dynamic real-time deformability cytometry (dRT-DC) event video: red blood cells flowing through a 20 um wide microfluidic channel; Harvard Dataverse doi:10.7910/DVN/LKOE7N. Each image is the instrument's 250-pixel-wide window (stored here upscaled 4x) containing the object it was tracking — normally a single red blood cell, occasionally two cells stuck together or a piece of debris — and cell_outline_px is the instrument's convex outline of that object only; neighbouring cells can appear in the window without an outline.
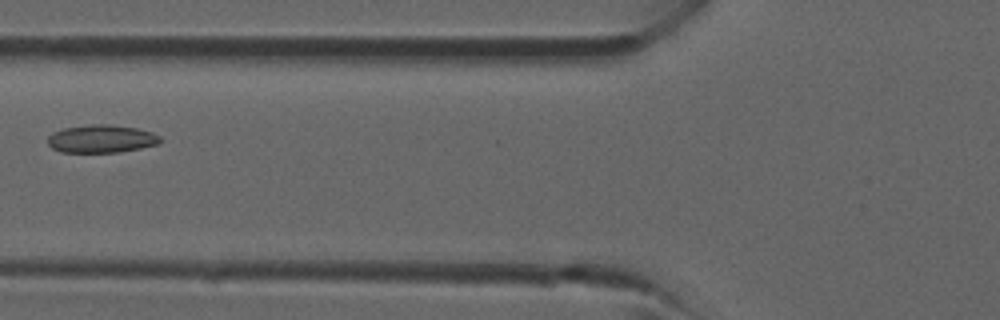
{"species": "common noctule bat (a hibernating species)", "species_latin": "Nyctalus noctula", "temperature_condition": "room temperature", "stored_images_in_passage": 10, "camera_frame_rate_fps": 3000, "um_per_image_px": 0.085, "animal": {"sex": "male", "forearm_length_mm": 52.5}, "frame": {"image": 1, "passage_image": 6, "time_ms": 1.667, "image_size_px": [1000, 320], "cell_outline_px": [[164, 140], [160, 144], [140, 148], [116, 152], [60, 152], [52, 148], [48, 144], [48, 136], [52, 132], [64, 128], [92, 124], [108, 124], [136, 128], [152, 132], [160, 136]], "centroid_in_image_um": [8.64, 11.8], "position_along_channel_um": 117.2, "area_um2": 18.38}}
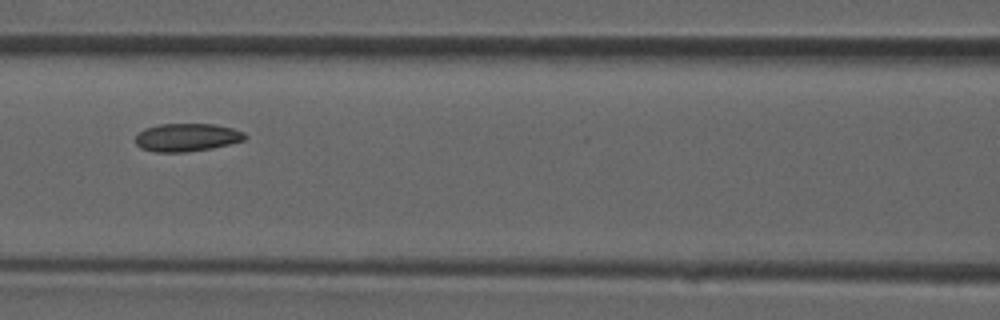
{"frame": {"image": 2, "passage_image": 8, "time_ms": 2.333, "image_size_px": [1000, 320], "cell_outline_px": [[248, 136], [244, 140], [212, 148], [184, 152], [156, 152], [140, 148], [136, 144], [136, 136], [144, 128], [160, 124], [216, 124], [232, 128], [244, 132]], "centroid_in_image_um": [15.89, 11.67], "position_along_channel_um": 150.7, "area_um2": 17.86}}
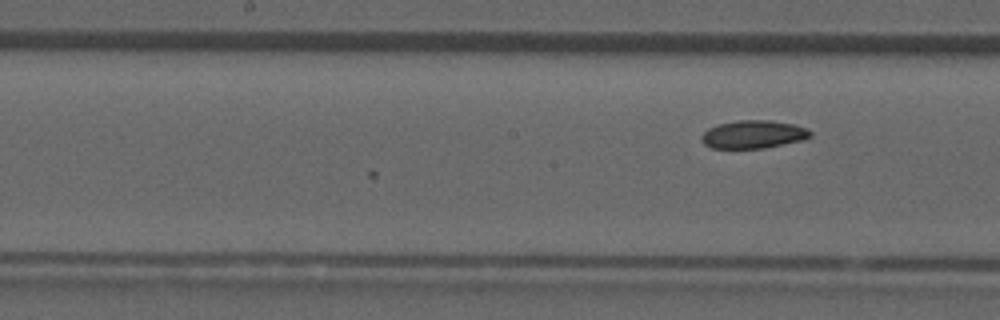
{"frame": {"image": 3, "passage_image": 10, "time_ms": 3.0, "image_size_px": [1000, 320], "cell_outline_px": [[812, 136], [800, 140], [764, 148], [712, 148], [704, 144], [700, 136], [708, 128], [716, 124], [740, 120], [768, 120], [792, 124], [808, 128], [812, 132]], "centroid_in_image_um": [64.01, 11.41], "position_along_channel_um": 184.2, "area_um2": 17.69}}